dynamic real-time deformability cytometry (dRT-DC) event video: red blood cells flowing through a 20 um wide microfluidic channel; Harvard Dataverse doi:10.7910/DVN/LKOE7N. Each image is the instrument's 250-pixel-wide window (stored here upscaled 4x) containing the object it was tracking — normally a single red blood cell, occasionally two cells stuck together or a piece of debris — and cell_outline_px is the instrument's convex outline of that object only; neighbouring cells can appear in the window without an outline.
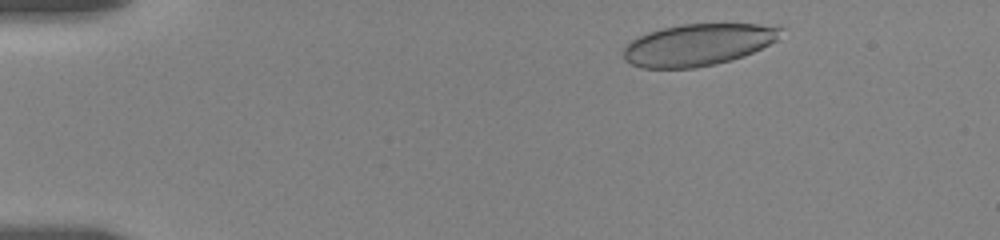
{"species": "human", "species_latin": "Homo sapiens", "temperature_condition": "room temperature", "stored_images_in_passage": 19, "camera_frame_rate_fps": 3000, "um_per_image_px": 0.085, "donor": {"sex": "female"}, "frame": {"image": 1, "passage_image": 2, "time_ms": 1.0, "image_size_px": [1000, 240], "cell_outline_px": [[784, 28], [776, 40], [744, 56], [732, 60], [716, 64], [696, 68], [640, 68], [624, 60], [624, 44], [648, 32], [680, 24], [756, 24]], "centroid_in_image_um": [59.29, 3.81], "position_along_channel_um": 25.7, "area_um2": 38.21}}
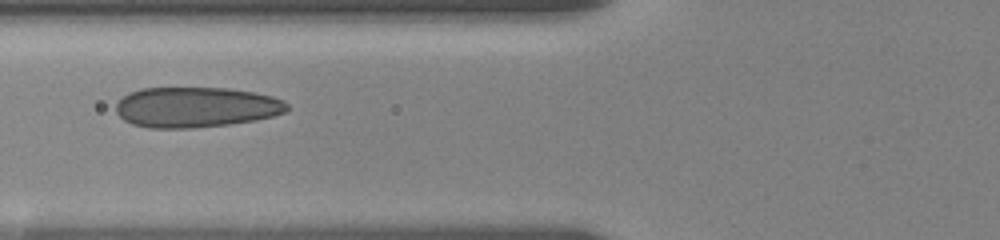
{"frame": {"image": 2, "passage_image": 12, "time_ms": 5.667, "image_size_px": [1000, 240], "cell_outline_px": [[288, 112], [256, 120], [228, 124], [192, 128], [148, 128], [132, 124], [124, 120], [116, 112], [116, 104], [128, 92], [140, 88], [228, 88], [252, 92], [272, 96], [284, 100], [288, 104]], "centroid_in_image_um": [16.66, 9.11], "position_along_channel_um": 109.1, "area_um2": 40.4}}
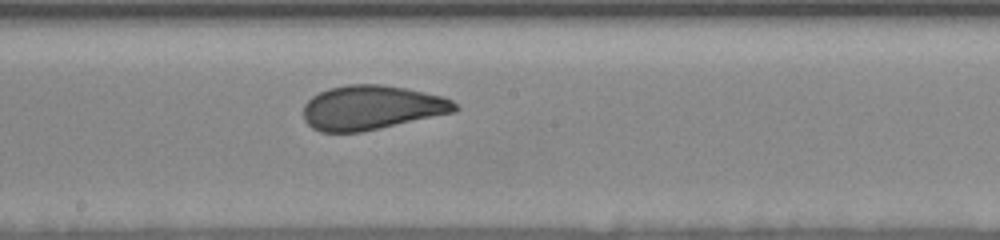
{"frame": {"image": 3, "passage_image": 19, "time_ms": 8.667, "image_size_px": [1000, 240], "cell_outline_px": [[460, 108], [456, 112], [380, 128], [360, 132], [320, 132], [312, 128], [304, 120], [304, 104], [312, 96], [328, 88], [348, 84], [380, 84], [404, 88], [444, 96], [452, 100]], "centroid_in_image_um": [31.59, 9.14], "position_along_channel_um": 216.6, "area_um2": 39.25}}